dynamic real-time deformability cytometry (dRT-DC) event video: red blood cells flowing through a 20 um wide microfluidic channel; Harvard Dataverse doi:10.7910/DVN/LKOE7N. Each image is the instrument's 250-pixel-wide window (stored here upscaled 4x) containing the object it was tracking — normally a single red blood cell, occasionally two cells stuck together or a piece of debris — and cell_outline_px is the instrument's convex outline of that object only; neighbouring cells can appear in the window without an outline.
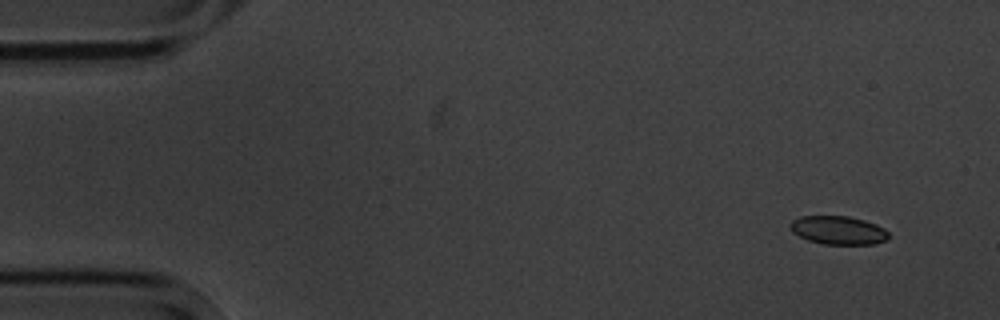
{"species": "common noctule bat (a hibernating species)", "species_latin": "Nyctalus noctula", "temperature_condition": "cold", "stored_images_in_passage": 4, "camera_frame_rate_fps": 3000, "um_per_image_px": 0.085, "animal": {"sex": "male", "body_mass_g": 20.1, "forearm_length_mm": 53.5}, "frame": {"image": 1, "passage_image": 1, "time_ms": 0.0, "image_size_px": [1000, 320], "cell_outline_px": [[888, 240], [876, 244], [824, 244], [808, 240], [792, 232], [788, 224], [792, 220], [800, 216], [848, 216], [864, 220], [876, 224], [884, 228], [888, 232]], "centroid_in_image_um": [71.25, 19.57], "position_along_channel_um": 13.7, "area_um2": 16.42}}